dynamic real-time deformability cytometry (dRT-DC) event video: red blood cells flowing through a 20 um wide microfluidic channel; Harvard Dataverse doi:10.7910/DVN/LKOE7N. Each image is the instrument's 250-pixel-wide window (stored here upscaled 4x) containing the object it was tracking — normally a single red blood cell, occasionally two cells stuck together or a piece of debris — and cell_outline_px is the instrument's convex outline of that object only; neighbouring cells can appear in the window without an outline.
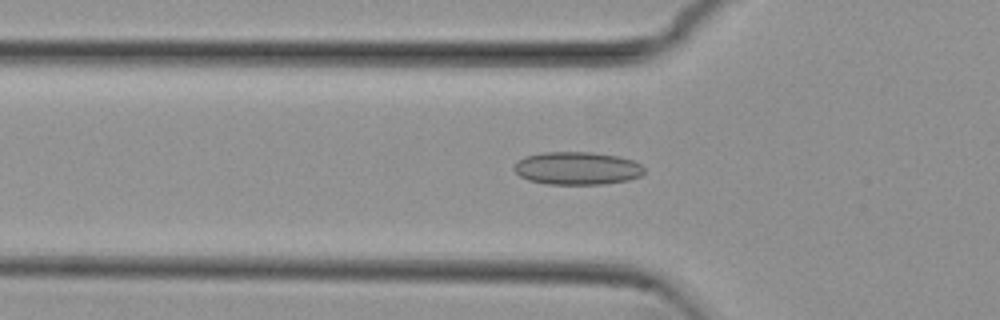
{"species": "common noctule bat (a hibernating species)", "species_latin": "Nyctalus noctula", "temperature_condition": "cold", "stored_images_in_passage": 33, "camera_frame_rate_fps": 3000, "um_per_image_px": 0.085, "animal": {"sex": "female", "body_mass_g": 29.2, "forearm_length_mm": 56.3}, "frame": {"image": 1, "passage_image": 10, "time_ms": 3.0, "image_size_px": [1000, 320], "cell_outline_px": [[644, 172], [640, 176], [628, 180], [600, 184], [548, 184], [528, 180], [520, 176], [512, 168], [524, 156], [544, 152], [592, 152], [620, 156], [632, 160], [640, 164], [644, 168]], "centroid_in_image_um": [49.06, 14.3], "position_along_channel_um": 76.7, "area_um2": 24.91}}
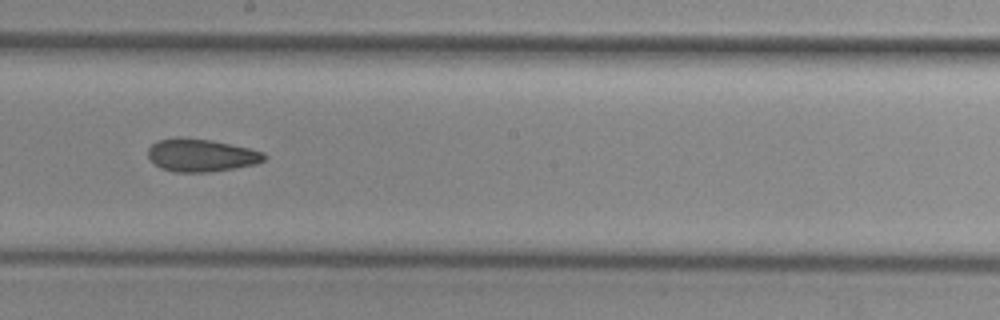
{"frame": {"image": 2, "passage_image": 22, "time_ms": 7.0, "image_size_px": [1000, 320], "cell_outline_px": [[268, 156], [264, 160], [256, 164], [208, 172], [176, 172], [160, 168], [148, 156], [148, 148], [156, 140], [180, 136], [212, 140], [248, 148], [264, 152]], "centroid_in_image_um": [17.08, 13.18], "position_along_channel_um": 231.1, "area_um2": 22.25}}
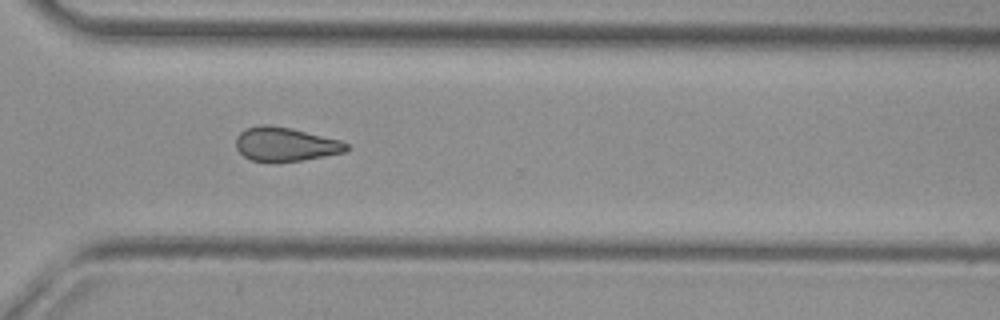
{"frame": {"image": 3, "passage_image": 31, "time_ms": 10.0, "image_size_px": [1000, 320], "cell_outline_px": [[348, 148], [344, 152], [324, 156], [300, 160], [252, 160], [244, 156], [236, 148], [236, 136], [244, 128], [260, 124], [268, 124], [292, 128], [340, 140], [348, 144]], "centroid_in_image_um": [24.23, 12.22], "position_along_channel_um": 346.4, "area_um2": 21.5}, "authors_computed_cell_mechanics": {"area_um2": 22.542, "velocity_mm_per_s": 3.8441, "shape_relaxation_time_tau1_ms": null, "shape_relaxation_time_tau2_ms": 5.2939, "deformation_change_tau1": null, "deformation_change_tau2": 0.1257}}